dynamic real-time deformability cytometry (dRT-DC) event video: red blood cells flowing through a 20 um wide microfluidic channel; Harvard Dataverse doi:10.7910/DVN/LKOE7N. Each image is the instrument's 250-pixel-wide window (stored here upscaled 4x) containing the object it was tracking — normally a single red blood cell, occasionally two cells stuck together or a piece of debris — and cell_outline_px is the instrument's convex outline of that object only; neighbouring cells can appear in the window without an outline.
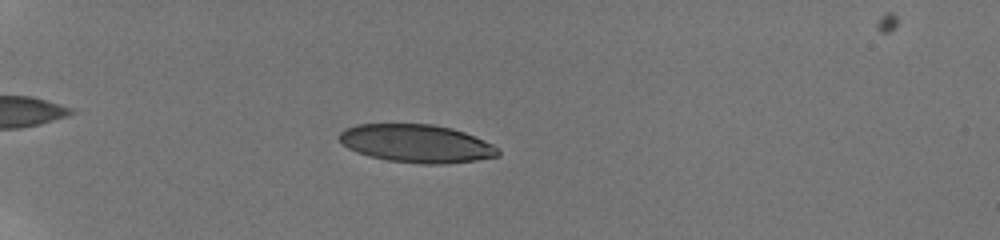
{"species": "human", "species_latin": "Homo sapiens", "temperature_condition": "room temperature", "stored_images_in_passage": 67, "camera_frame_rate_fps": 3000, "um_per_image_px": 0.085, "donor": {"sex": "male"}, "frame": {"image": 1, "passage_image": 22, "time_ms": 6.0, "image_size_px": [1000, 240], "cell_outline_px": [[500, 156], [476, 160], [444, 164], [420, 164], [388, 160], [368, 156], [356, 152], [348, 148], [336, 136], [344, 128], [356, 124], [432, 124], [452, 128], [464, 132], [484, 140], [500, 148]], "centroid_in_image_um": [35.4, 12.2], "position_along_channel_um": 49.6, "area_um2": 35.49}}
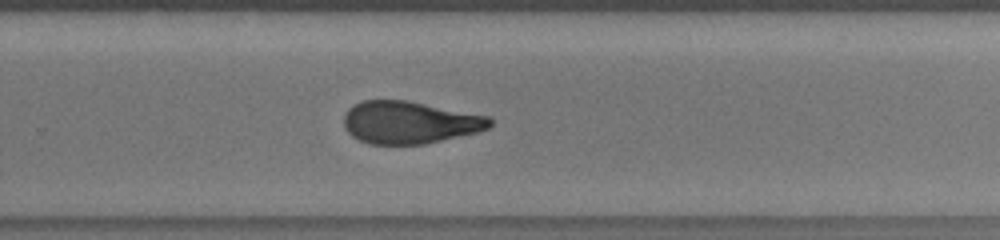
{"frame": {"image": 2, "passage_image": 48, "time_ms": 13.667, "image_size_px": [1000, 240], "cell_outline_px": [[492, 124], [488, 128], [480, 132], [424, 144], [368, 144], [352, 136], [344, 128], [344, 116], [348, 108], [352, 104], [360, 100], [408, 100], [492, 116]], "centroid_in_image_um": [34.84, 10.39], "position_along_channel_um": 295.0, "area_um2": 36.65}}
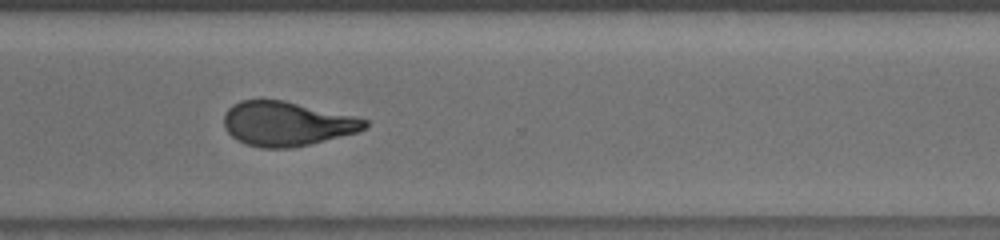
{"frame": {"image": 3, "passage_image": 53, "time_ms": 15.0, "image_size_px": [1000, 240], "cell_outline_px": [[368, 128], [356, 132], [308, 144], [288, 148], [260, 148], [244, 144], [236, 140], [224, 128], [224, 112], [232, 104], [240, 100], [284, 100], [352, 116], [368, 120]], "centroid_in_image_um": [24.31, 10.52], "position_along_channel_um": 346.3, "area_um2": 36.24}, "authors_computed_cell_mechanics": {"area_um2": 36.3562, "velocity_mm_per_s": 3.8389, "shape_relaxation_time_tau1_ms": 7.0697, "shape_relaxation_time_tau2_ms": 1.8872, "deformation_change_tau1": 0.2117, "deformation_change_tau2": 0.095}}